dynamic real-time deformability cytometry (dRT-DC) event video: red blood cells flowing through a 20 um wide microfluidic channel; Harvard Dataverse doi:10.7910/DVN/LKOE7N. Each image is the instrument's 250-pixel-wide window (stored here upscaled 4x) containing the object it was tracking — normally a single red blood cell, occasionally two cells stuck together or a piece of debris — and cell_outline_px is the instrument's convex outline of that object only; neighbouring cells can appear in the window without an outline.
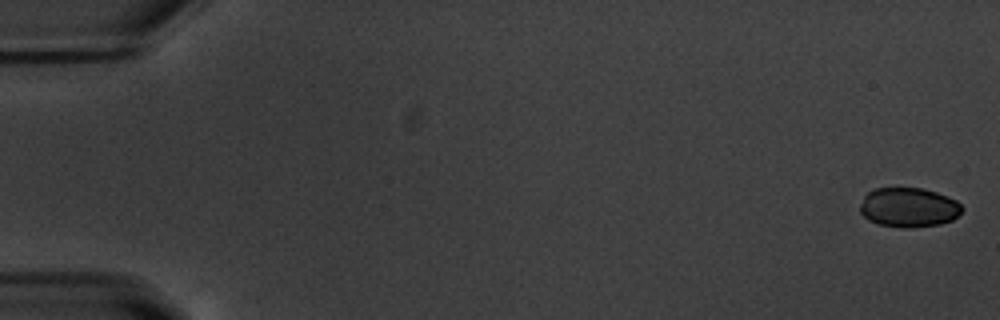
{"species": "common noctule bat (a hibernating species)", "species_latin": "Nyctalus noctula", "temperature_condition": "warm", "stored_images_in_passage": 55, "camera_frame_rate_fps": 3000, "um_per_image_px": 0.085, "animal": {"sex": "male", "body_mass_g": 20.1, "forearm_length_mm": 53.5}, "frame": {"image": 1, "passage_image": 2, "time_ms": 0.333, "image_size_px": [1000, 320], "cell_outline_px": [[964, 208], [952, 220], [940, 224], [912, 228], [900, 228], [880, 224], [868, 220], [860, 212], [860, 204], [864, 196], [868, 192], [876, 188], [920, 188], [936, 192], [948, 196], [956, 200]], "centroid_in_image_um": [77.23, 17.63], "position_along_channel_um": 7.8, "area_um2": 23.52}}
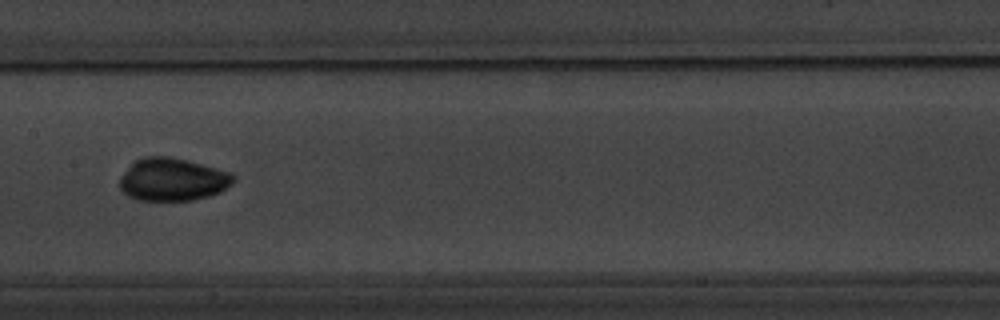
{"frame": {"image": 2, "passage_image": 29, "time_ms": 9.333, "image_size_px": [1000, 320], "cell_outline_px": [[236, 180], [232, 184], [220, 192], [208, 196], [192, 200], [140, 200], [128, 196], [120, 188], [120, 176], [136, 160], [144, 156], [172, 156], [188, 160], [216, 168], [228, 172], [236, 176]], "centroid_in_image_um": [14.68, 15.25], "position_along_channel_um": 192.7, "area_um2": 28.32}}
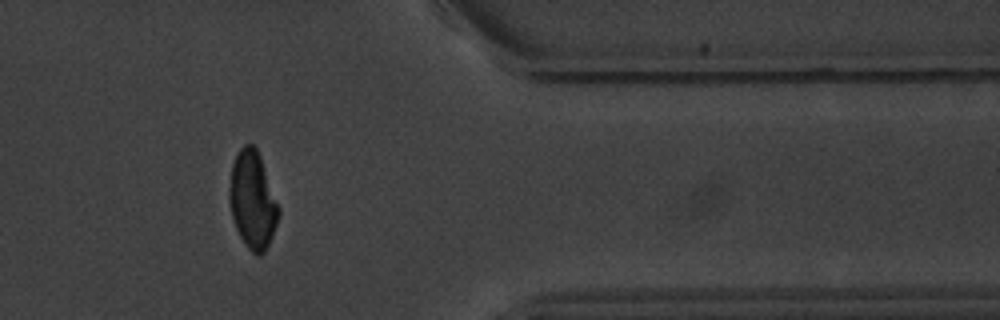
{"frame": {"image": 3, "passage_image": 46, "time_ms": 15.0, "image_size_px": [1000, 320], "cell_outline_px": [[280, 216], [272, 236], [264, 252], [260, 256], [256, 256], [248, 248], [240, 236], [236, 228], [232, 216], [228, 200], [228, 192], [232, 164], [240, 148], [244, 144], [252, 144], [256, 148], [260, 156], [280, 208]], "centroid_in_image_um": [21.47, 17.01], "position_along_channel_um": 389.9, "area_um2": 27.98}, "authors_computed_cell_mechanics": {"area_um2": 27.0504, "velocity_mm_per_s": 3.7734, "shape_relaxation_time_tau1_ms": 3.7197, "shape_relaxation_time_tau2_ms": 8.1253, "deformation_change_tau1": 0.1447, "deformation_change_tau2": 0.0759}}